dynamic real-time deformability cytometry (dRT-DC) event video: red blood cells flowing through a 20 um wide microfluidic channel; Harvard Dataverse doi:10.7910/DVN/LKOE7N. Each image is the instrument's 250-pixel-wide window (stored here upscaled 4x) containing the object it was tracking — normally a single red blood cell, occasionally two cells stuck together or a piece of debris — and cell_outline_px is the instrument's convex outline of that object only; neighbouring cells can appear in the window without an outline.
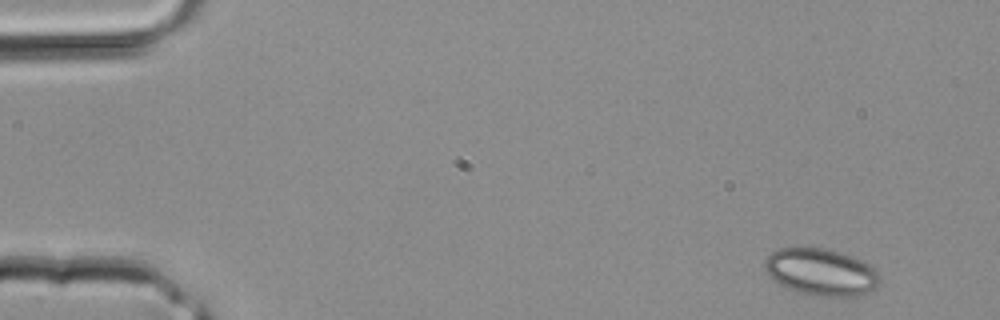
{"species": "common noctule bat (a hibernating species)", "species_latin": "Nyctalus noctula", "temperature_condition": "room temperature", "stored_images_in_passage": 2, "camera_frame_rate_fps": 3000, "um_per_image_px": 0.085, "animal": {"sex": "male", "body_mass_g": 20.4}, "frame": {"image": 1, "passage_image": 2, "time_ms": 0.333, "image_size_px": [1000, 320], "cell_outline_px": [[880, 280], [876, 288], [872, 292], [856, 296], [820, 296], [796, 292], [780, 284], [764, 268], [764, 260], [772, 252], [780, 248], [828, 248], [852, 256], [868, 264], [880, 276]], "centroid_in_image_um": [69.81, 23.13], "position_along_channel_um": 15.2, "area_um2": 31.33}}